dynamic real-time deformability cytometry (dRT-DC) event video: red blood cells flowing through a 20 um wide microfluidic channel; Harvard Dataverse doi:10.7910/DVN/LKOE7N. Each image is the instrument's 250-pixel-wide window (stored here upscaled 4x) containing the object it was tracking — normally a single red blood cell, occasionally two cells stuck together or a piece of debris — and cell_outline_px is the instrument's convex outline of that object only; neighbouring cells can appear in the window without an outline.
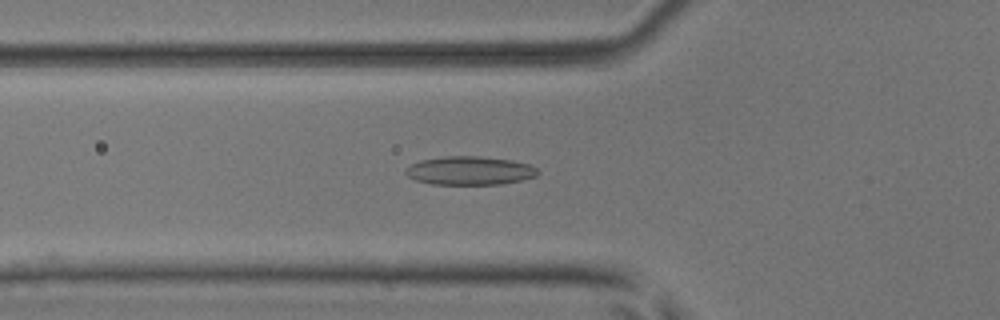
{"species": "common noctule bat (a hibernating species)", "species_latin": "Nyctalus noctula", "temperature_condition": "room temperature", "stored_images_in_passage": 21, "camera_frame_rate_fps": 3000, "um_per_image_px": 0.085, "animal": {"sex": "male", "body_mass_g": 17.9, "forearm_length_mm": 54.2}, "frame": {"image": 1, "passage_image": 7, "time_ms": 2.0, "image_size_px": [1000, 320], "cell_outline_px": [[540, 172], [536, 176], [520, 180], [500, 184], [432, 184], [416, 180], [408, 176], [404, 172], [404, 168], [420, 160], [444, 156], [480, 156], [512, 160], [528, 164], [536, 168]], "centroid_in_image_um": [39.9, 14.5], "position_along_channel_um": 85.9, "area_um2": 21.96}}
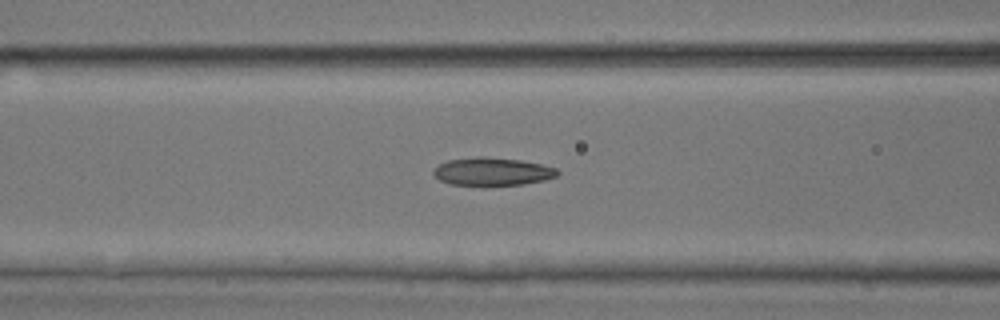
{"frame": {"image": 2, "passage_image": 10, "time_ms": 3.0, "image_size_px": [1000, 320], "cell_outline_px": [[560, 172], [556, 176], [544, 180], [524, 184], [488, 188], [484, 188], [452, 184], [440, 180], [432, 172], [440, 164], [448, 160], [476, 156], [484, 156], [520, 160], [544, 164], [556, 168]], "centroid_in_image_um": [41.87, 14.62], "position_along_channel_um": 124.7, "area_um2": 20.98}}
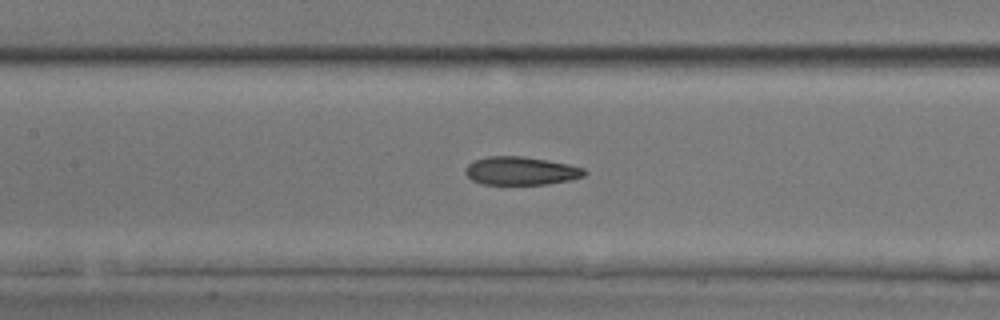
{"frame": {"image": 3, "passage_image": 13, "time_ms": 4.0, "image_size_px": [1000, 320], "cell_outline_px": [[588, 172], [584, 176], [568, 180], [548, 184], [484, 184], [472, 180], [464, 172], [464, 168], [472, 160], [488, 156], [524, 156], [568, 164], [584, 168]], "centroid_in_image_um": [44.25, 14.51], "position_along_channel_um": 163.1, "area_um2": 19.65}}